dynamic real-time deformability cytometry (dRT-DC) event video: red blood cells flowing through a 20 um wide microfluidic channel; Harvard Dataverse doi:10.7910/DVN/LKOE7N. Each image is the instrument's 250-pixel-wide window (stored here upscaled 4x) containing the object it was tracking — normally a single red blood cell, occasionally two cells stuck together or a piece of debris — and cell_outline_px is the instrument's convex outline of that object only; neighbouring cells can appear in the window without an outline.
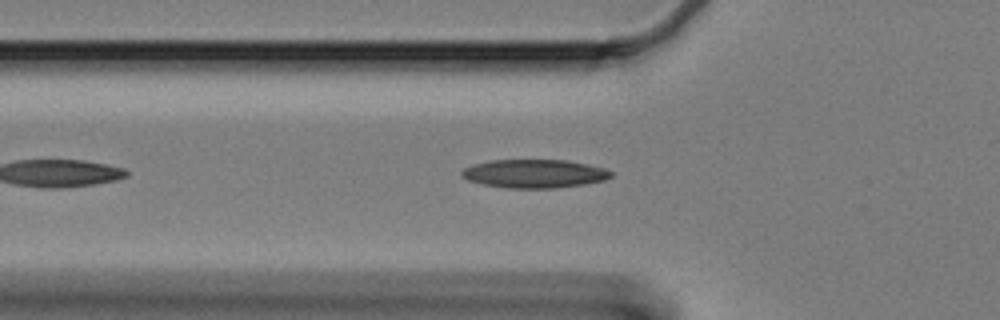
{"species": "Egyptian fruit bat (a non-hibernating species)", "species_latin": "Rousettus aegyptiacus", "temperature_condition": "cold", "stored_images_in_passage": 26, "camera_frame_rate_fps": 3000, "um_per_image_px": 0.085, "animal": {"sex": "female"}, "frame": {"image": 1, "passage_image": 8, "time_ms": 2.333, "image_size_px": [1000, 320], "cell_outline_px": [[612, 176], [604, 180], [584, 184], [556, 188], [508, 188], [484, 184], [468, 180], [460, 176], [460, 172], [464, 168], [472, 164], [492, 160], [568, 160], [588, 164], [604, 168], [612, 172]], "centroid_in_image_um": [45.41, 14.75], "position_along_channel_um": 80.4, "area_um2": 24.8}}
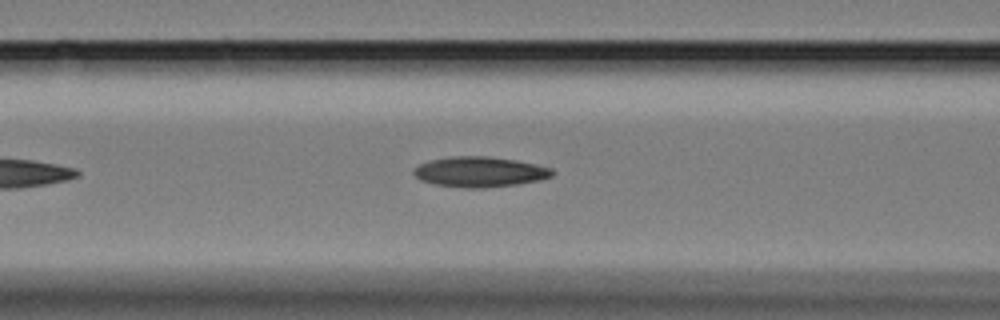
{"frame": {"image": 2, "passage_image": 12, "time_ms": 3.667, "image_size_px": [1000, 320], "cell_outline_px": [[556, 172], [552, 176], [540, 180], [516, 184], [484, 188], [464, 188], [432, 184], [420, 180], [412, 172], [412, 168], [428, 160], [452, 156], [488, 156], [516, 160], [552, 168]], "centroid_in_image_um": [40.75, 14.61], "position_along_channel_um": 125.8, "area_um2": 24.68}}